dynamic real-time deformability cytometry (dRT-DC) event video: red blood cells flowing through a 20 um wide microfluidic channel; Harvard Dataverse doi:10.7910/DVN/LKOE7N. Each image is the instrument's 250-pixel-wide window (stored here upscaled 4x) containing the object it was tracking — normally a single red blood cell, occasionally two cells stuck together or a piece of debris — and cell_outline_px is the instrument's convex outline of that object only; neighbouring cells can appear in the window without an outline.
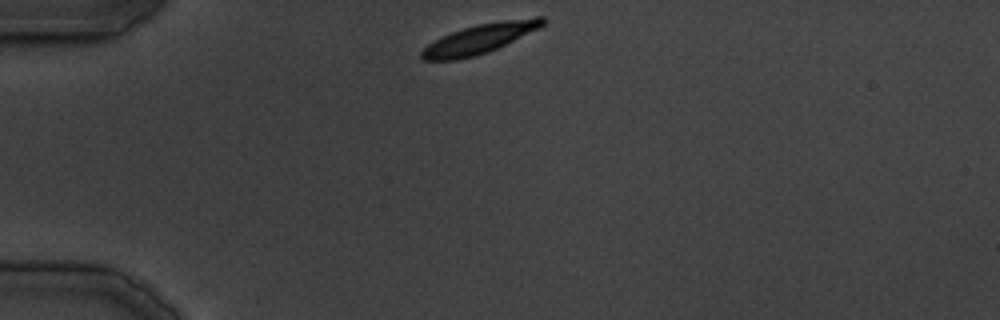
{"species": "common noctule bat (a hibernating species)", "species_latin": "Nyctalus noctula", "temperature_condition": "cold", "stored_images_in_passage": 31, "camera_frame_rate_fps": 3000, "um_per_image_px": 0.085, "animal": {"sex": "male", "body_mass_g": 19.5, "forearm_length_mm": 54.6}, "frame": {"image": 1, "passage_image": 1, "time_ms": 0.0, "image_size_px": [1000, 320], "cell_outline_px": [[548, 20], [544, 24], [488, 52], [456, 60], [424, 60], [420, 56], [420, 52], [428, 44], [452, 32], [476, 24], [500, 20], [536, 16], [544, 16]], "centroid_in_image_um": [40.77, 3.27], "position_along_channel_um": 44.2, "area_um2": 20.35}}
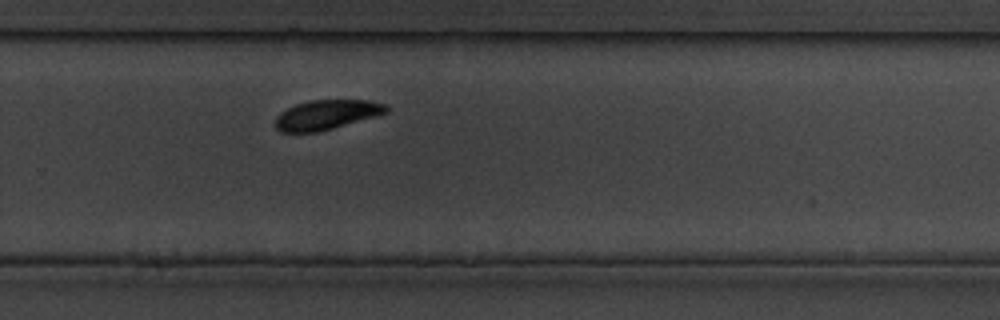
{"frame": {"image": 2, "passage_image": 19, "time_ms": 20.667, "image_size_px": [1000, 320], "cell_outline_px": [[388, 112], [380, 116], [316, 132], [280, 132], [276, 128], [276, 116], [280, 112], [296, 104], [312, 100], [368, 100], [384, 104], [388, 108]], "centroid_in_image_um": [27.78, 9.75], "position_along_channel_um": 302.0, "area_um2": 19.13}}
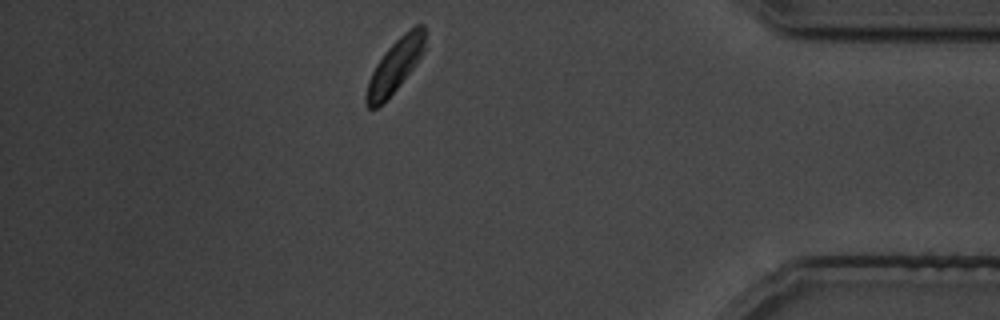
{"frame": {"image": 3, "passage_image": 27, "time_ms": 30.0, "image_size_px": [1000, 320], "cell_outline_px": [[428, 32], [424, 48], [420, 56], [412, 68], [396, 88], [376, 108], [368, 108], [364, 104], [364, 96], [368, 80], [376, 64], [388, 48], [404, 32], [416, 24], [424, 24]], "centroid_in_image_um": [33.58, 5.54], "position_along_channel_um": 401.6, "area_um2": 17.92}}